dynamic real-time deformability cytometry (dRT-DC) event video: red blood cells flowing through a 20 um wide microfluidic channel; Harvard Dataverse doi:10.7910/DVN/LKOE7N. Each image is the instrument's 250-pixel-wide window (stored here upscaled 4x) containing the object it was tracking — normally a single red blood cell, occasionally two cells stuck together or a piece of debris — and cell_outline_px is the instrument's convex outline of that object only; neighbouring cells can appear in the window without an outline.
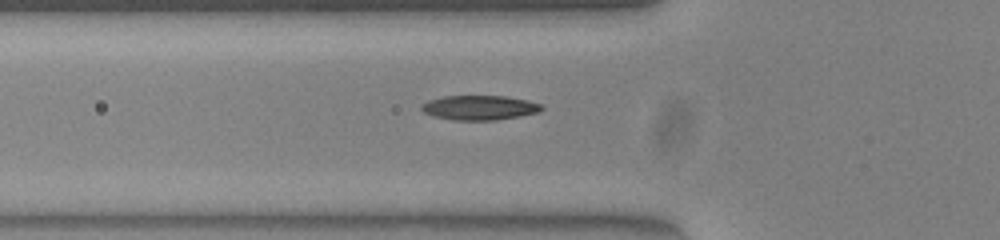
{"species": "common noctule bat (a hibernating species)", "species_latin": "Nyctalus noctula", "temperature_condition": "warm", "stored_images_in_passage": 30, "camera_frame_rate_fps": 3000, "um_per_image_px": 0.085, "animal": {"sex": "female", "body_mass_g": 23.0, "forearm_length_mm": 53.4}, "frame": {"image": 1, "passage_image": 2, "time_ms": 0.333, "image_size_px": [1000, 240], "cell_outline_px": [[544, 108], [540, 112], [520, 116], [496, 120], [452, 120], [432, 116], [424, 112], [420, 108], [420, 104], [428, 100], [444, 96], [504, 96], [528, 100], [540, 104]], "centroid_in_image_um": [40.73, 9.15], "position_along_channel_um": 85.1, "area_um2": 17.34}}
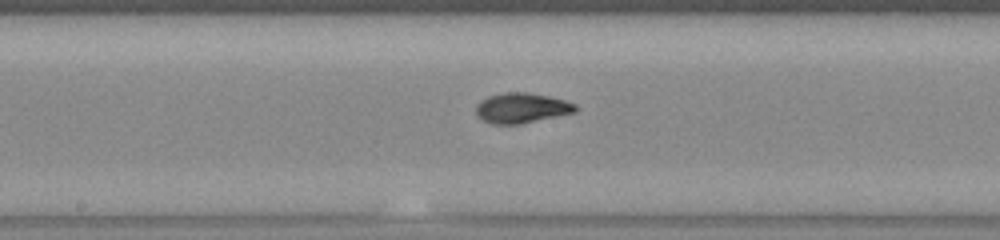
{"frame": {"image": 2, "passage_image": 11, "time_ms": 3.333, "image_size_px": [1000, 240], "cell_outline_px": [[576, 112], [520, 124], [492, 124], [484, 120], [476, 112], [476, 104], [480, 100], [488, 96], [504, 92], [528, 92], [548, 96], [564, 100], [576, 104]], "centroid_in_image_um": [44.33, 9.17], "position_along_channel_um": 203.9, "area_um2": 17.4}}
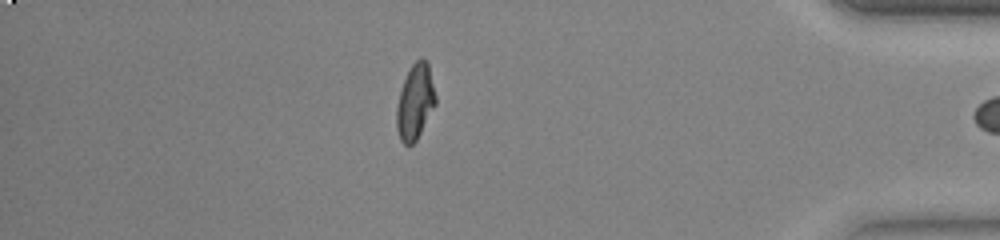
{"frame": {"image": 3, "passage_image": 29, "time_ms": 9.333, "image_size_px": [1000, 240], "cell_outline_px": [[436, 104], [416, 140], [412, 144], [404, 144], [400, 140], [396, 128], [396, 108], [400, 92], [404, 80], [412, 64], [420, 56], [428, 60], [436, 96]], "centroid_in_image_um": [35.29, 8.63], "position_along_channel_um": 399.9, "area_um2": 17.17}}